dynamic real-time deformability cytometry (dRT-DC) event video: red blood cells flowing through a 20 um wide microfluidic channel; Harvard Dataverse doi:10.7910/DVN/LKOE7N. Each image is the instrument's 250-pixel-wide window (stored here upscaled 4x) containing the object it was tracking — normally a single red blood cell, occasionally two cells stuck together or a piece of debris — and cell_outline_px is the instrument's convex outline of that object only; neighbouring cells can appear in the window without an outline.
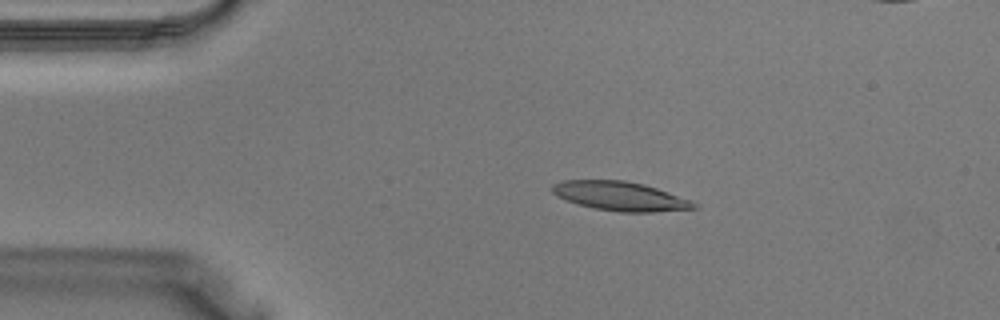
{"species": "Egyptian fruit bat (a non-hibernating species)", "species_latin": "Rousettus aegyptiacus", "temperature_condition": "warm", "stored_images_in_passage": 5, "camera_frame_rate_fps": 3000, "um_per_image_px": 0.085, "animal": {"sex": "male"}, "frame": {"image": 1, "passage_image": 3, "time_ms": 0.667, "image_size_px": [1000, 320], "cell_outline_px": [[696, 208], [652, 212], [620, 212], [592, 208], [576, 204], [564, 200], [556, 196], [552, 192], [552, 184], [564, 180], [624, 180], [644, 184], [656, 188], [688, 200], [696, 204]], "centroid_in_image_um": [52.62, 16.67], "position_along_channel_um": 32.4, "area_um2": 23.87}}